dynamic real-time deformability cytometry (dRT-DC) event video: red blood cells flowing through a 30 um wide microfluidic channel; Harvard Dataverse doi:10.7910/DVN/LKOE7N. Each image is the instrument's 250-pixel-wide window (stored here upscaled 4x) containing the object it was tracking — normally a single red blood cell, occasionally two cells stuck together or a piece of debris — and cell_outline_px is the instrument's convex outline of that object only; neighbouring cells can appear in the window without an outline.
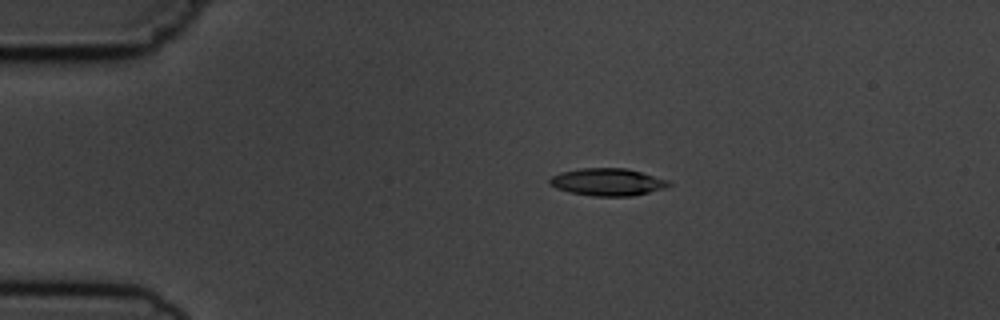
{"species": "common noctule bat (a hibernating species)", "species_latin": "Nyctalus noctula", "temperature_condition": "cold", "stored_images_in_passage": 7, "camera_frame_rate_fps": 3000, "um_per_image_px": 0.085, "animal": {"sex": "male", "body_mass_g": 19.5, "forearm_length_mm": 54.6}, "frame": {"image": 1, "passage_image": 4, "time_ms": 3.333, "image_size_px": [1000, 320], "cell_outline_px": [[672, 184], [664, 188], [632, 196], [592, 196], [568, 192], [556, 188], [548, 184], [548, 180], [552, 176], [560, 172], [580, 168], [624, 168], [640, 172], [668, 180]], "centroid_in_image_um": [51.58, 15.47], "position_along_channel_um": 33.4, "area_um2": 18.96}}
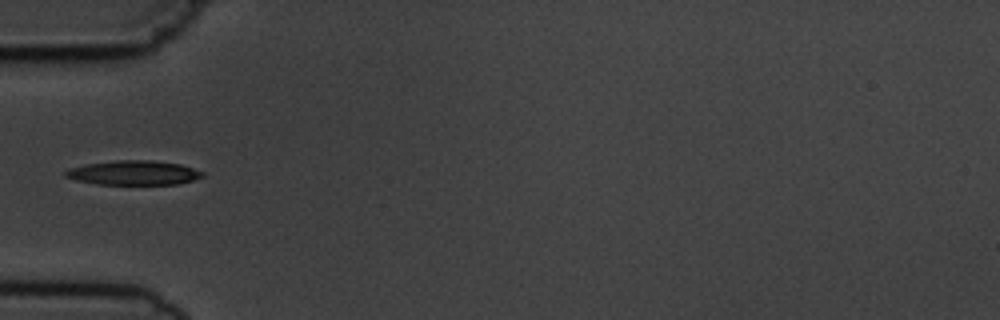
{"frame": {"image": 2, "passage_image": 6, "time_ms": 5.667, "image_size_px": [1000, 320], "cell_outline_px": [[204, 176], [192, 180], [176, 184], [96, 184], [76, 180], [64, 176], [64, 172], [68, 168], [84, 164], [116, 160], [152, 160], [180, 164], [204, 172]], "centroid_in_image_um": [11.32, 14.68], "position_along_channel_um": 73.7, "area_um2": 19.48}}
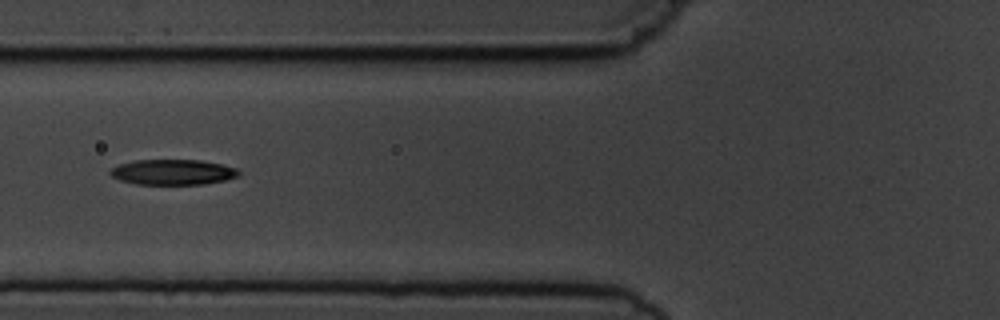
{"frame": {"image": 3, "passage_image": 7, "time_ms": 6.667, "image_size_px": [1000, 320], "cell_outline_px": [[240, 176], [224, 180], [204, 184], [136, 184], [120, 180], [112, 176], [108, 172], [112, 168], [120, 164], [136, 160], [200, 160], [224, 164], [236, 168], [240, 172]], "centroid_in_image_um": [14.72, 14.62], "position_along_channel_um": 111.1, "area_um2": 19.02}}